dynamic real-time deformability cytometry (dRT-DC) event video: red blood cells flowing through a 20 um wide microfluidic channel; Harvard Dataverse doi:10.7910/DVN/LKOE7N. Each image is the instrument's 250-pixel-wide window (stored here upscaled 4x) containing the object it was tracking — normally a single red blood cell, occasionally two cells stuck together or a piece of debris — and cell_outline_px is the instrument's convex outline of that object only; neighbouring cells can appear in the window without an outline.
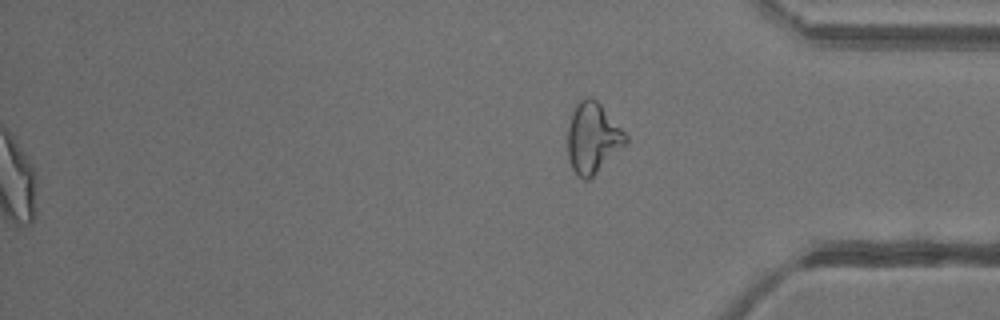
{"species": "common noctule bat (a hibernating species)", "species_latin": "Nyctalus noctula", "temperature_condition": "warm", "stored_images_in_passage": 50, "segment_of_instrument_passage": [2, 2], "camera_frame_rate_fps": 3000, "um_per_image_px": 0.085, "animal": {"sex": "female"}, "frame": {"image": 1, "passage_image": 50, "time_ms": 16.333, "image_size_px": [1000, 320], "cell_outline_px": [[628, 144], [588, 180], [584, 180], [576, 176], [568, 160], [568, 128], [572, 108], [584, 96], [588, 96], [596, 100], [600, 104], [628, 136]], "centroid_in_image_um": [50.38, 11.74], "position_along_channel_um": 384.8, "area_um2": 24.1}}